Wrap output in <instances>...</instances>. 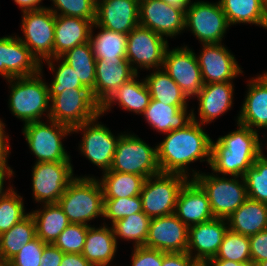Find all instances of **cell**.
<instances>
[{
  "label": "cell",
  "instance_id": "816d5d0a",
  "mask_svg": "<svg viewBox=\"0 0 267 266\" xmlns=\"http://www.w3.org/2000/svg\"><path fill=\"white\" fill-rule=\"evenodd\" d=\"M5 125L3 124V122L0 120V168H5V167H9L7 166V157L9 154V145L6 142L8 136H6L5 134V129H4Z\"/></svg>",
  "mask_w": 267,
  "mask_h": 266
},
{
  "label": "cell",
  "instance_id": "1f68e13d",
  "mask_svg": "<svg viewBox=\"0 0 267 266\" xmlns=\"http://www.w3.org/2000/svg\"><path fill=\"white\" fill-rule=\"evenodd\" d=\"M228 24L252 23L267 29V8L261 0H220Z\"/></svg>",
  "mask_w": 267,
  "mask_h": 266
},
{
  "label": "cell",
  "instance_id": "52a82bcc",
  "mask_svg": "<svg viewBox=\"0 0 267 266\" xmlns=\"http://www.w3.org/2000/svg\"><path fill=\"white\" fill-rule=\"evenodd\" d=\"M193 179L202 187L208 196L210 207L215 218L227 219L248 198L244 177L241 180L234 177L193 173ZM242 184H241V183Z\"/></svg>",
  "mask_w": 267,
  "mask_h": 266
},
{
  "label": "cell",
  "instance_id": "8fae6325",
  "mask_svg": "<svg viewBox=\"0 0 267 266\" xmlns=\"http://www.w3.org/2000/svg\"><path fill=\"white\" fill-rule=\"evenodd\" d=\"M21 28L20 40L40 63L54 57L55 14L49 8L23 12Z\"/></svg>",
  "mask_w": 267,
  "mask_h": 266
},
{
  "label": "cell",
  "instance_id": "6da1fadb",
  "mask_svg": "<svg viewBox=\"0 0 267 266\" xmlns=\"http://www.w3.org/2000/svg\"><path fill=\"white\" fill-rule=\"evenodd\" d=\"M157 148V158L162 173L187 176V164L203 158L210 165L212 139L203 131L193 113V120L184 128L172 130Z\"/></svg>",
  "mask_w": 267,
  "mask_h": 266
},
{
  "label": "cell",
  "instance_id": "f6af8a7d",
  "mask_svg": "<svg viewBox=\"0 0 267 266\" xmlns=\"http://www.w3.org/2000/svg\"><path fill=\"white\" fill-rule=\"evenodd\" d=\"M55 78L49 85V98L51 100L61 94L65 89H87L85 88L75 73V70L71 68L63 59L59 67L57 68Z\"/></svg>",
  "mask_w": 267,
  "mask_h": 266
},
{
  "label": "cell",
  "instance_id": "7bdbcfd3",
  "mask_svg": "<svg viewBox=\"0 0 267 266\" xmlns=\"http://www.w3.org/2000/svg\"><path fill=\"white\" fill-rule=\"evenodd\" d=\"M89 225L70 223L53 243L63 253L81 254Z\"/></svg>",
  "mask_w": 267,
  "mask_h": 266
},
{
  "label": "cell",
  "instance_id": "9a60e30c",
  "mask_svg": "<svg viewBox=\"0 0 267 266\" xmlns=\"http://www.w3.org/2000/svg\"><path fill=\"white\" fill-rule=\"evenodd\" d=\"M196 54L186 47L168 51L163 61L164 71L179 85L185 96H198L204 86Z\"/></svg>",
  "mask_w": 267,
  "mask_h": 266
},
{
  "label": "cell",
  "instance_id": "681fc988",
  "mask_svg": "<svg viewBox=\"0 0 267 266\" xmlns=\"http://www.w3.org/2000/svg\"><path fill=\"white\" fill-rule=\"evenodd\" d=\"M162 266H201L187 252L166 253L162 251Z\"/></svg>",
  "mask_w": 267,
  "mask_h": 266
},
{
  "label": "cell",
  "instance_id": "f546056e",
  "mask_svg": "<svg viewBox=\"0 0 267 266\" xmlns=\"http://www.w3.org/2000/svg\"><path fill=\"white\" fill-rule=\"evenodd\" d=\"M187 107L170 106L162 102L150 99L148 107L144 111V117L158 132L168 133L187 126L193 120V110L187 116Z\"/></svg>",
  "mask_w": 267,
  "mask_h": 266
},
{
  "label": "cell",
  "instance_id": "91938a15",
  "mask_svg": "<svg viewBox=\"0 0 267 266\" xmlns=\"http://www.w3.org/2000/svg\"><path fill=\"white\" fill-rule=\"evenodd\" d=\"M262 1V3L266 6V8H267V0H261Z\"/></svg>",
  "mask_w": 267,
  "mask_h": 266
},
{
  "label": "cell",
  "instance_id": "30bf717a",
  "mask_svg": "<svg viewBox=\"0 0 267 266\" xmlns=\"http://www.w3.org/2000/svg\"><path fill=\"white\" fill-rule=\"evenodd\" d=\"M75 178L70 162H36L32 171V190L36 202L57 204Z\"/></svg>",
  "mask_w": 267,
  "mask_h": 266
},
{
  "label": "cell",
  "instance_id": "f35d334b",
  "mask_svg": "<svg viewBox=\"0 0 267 266\" xmlns=\"http://www.w3.org/2000/svg\"><path fill=\"white\" fill-rule=\"evenodd\" d=\"M234 262L251 260L249 236L235 233L228 229L215 257Z\"/></svg>",
  "mask_w": 267,
  "mask_h": 266
},
{
  "label": "cell",
  "instance_id": "d6a6232c",
  "mask_svg": "<svg viewBox=\"0 0 267 266\" xmlns=\"http://www.w3.org/2000/svg\"><path fill=\"white\" fill-rule=\"evenodd\" d=\"M36 224V236L47 244H53L70 224L63 209L57 204H45L42 210L30 212Z\"/></svg>",
  "mask_w": 267,
  "mask_h": 266
},
{
  "label": "cell",
  "instance_id": "680465c9",
  "mask_svg": "<svg viewBox=\"0 0 267 266\" xmlns=\"http://www.w3.org/2000/svg\"><path fill=\"white\" fill-rule=\"evenodd\" d=\"M255 266H267V260L257 263Z\"/></svg>",
  "mask_w": 267,
  "mask_h": 266
},
{
  "label": "cell",
  "instance_id": "8992f818",
  "mask_svg": "<svg viewBox=\"0 0 267 266\" xmlns=\"http://www.w3.org/2000/svg\"><path fill=\"white\" fill-rule=\"evenodd\" d=\"M109 171L136 174L145 179L160 173L157 148H152L136 135H121Z\"/></svg>",
  "mask_w": 267,
  "mask_h": 266
},
{
  "label": "cell",
  "instance_id": "2e32d148",
  "mask_svg": "<svg viewBox=\"0 0 267 266\" xmlns=\"http://www.w3.org/2000/svg\"><path fill=\"white\" fill-rule=\"evenodd\" d=\"M139 25L162 37H173L185 28V10L161 0H139Z\"/></svg>",
  "mask_w": 267,
  "mask_h": 266
},
{
  "label": "cell",
  "instance_id": "6f0895ef",
  "mask_svg": "<svg viewBox=\"0 0 267 266\" xmlns=\"http://www.w3.org/2000/svg\"><path fill=\"white\" fill-rule=\"evenodd\" d=\"M162 2H165L166 4H169L173 7H176L181 10H187L188 7L191 4V0H161Z\"/></svg>",
  "mask_w": 267,
  "mask_h": 266
},
{
  "label": "cell",
  "instance_id": "ac0fdd59",
  "mask_svg": "<svg viewBox=\"0 0 267 266\" xmlns=\"http://www.w3.org/2000/svg\"><path fill=\"white\" fill-rule=\"evenodd\" d=\"M41 66L19 37L0 38V75L5 79L36 75L42 71Z\"/></svg>",
  "mask_w": 267,
  "mask_h": 266
},
{
  "label": "cell",
  "instance_id": "d6986e66",
  "mask_svg": "<svg viewBox=\"0 0 267 266\" xmlns=\"http://www.w3.org/2000/svg\"><path fill=\"white\" fill-rule=\"evenodd\" d=\"M139 25V0H98L93 26L129 34Z\"/></svg>",
  "mask_w": 267,
  "mask_h": 266
},
{
  "label": "cell",
  "instance_id": "8d00e7d4",
  "mask_svg": "<svg viewBox=\"0 0 267 266\" xmlns=\"http://www.w3.org/2000/svg\"><path fill=\"white\" fill-rule=\"evenodd\" d=\"M100 181L104 198H128L140 195L145 178L136 174L106 171Z\"/></svg>",
  "mask_w": 267,
  "mask_h": 266
},
{
  "label": "cell",
  "instance_id": "83f0119b",
  "mask_svg": "<svg viewBox=\"0 0 267 266\" xmlns=\"http://www.w3.org/2000/svg\"><path fill=\"white\" fill-rule=\"evenodd\" d=\"M229 230L251 236L267 229V204L250 198L227 218Z\"/></svg>",
  "mask_w": 267,
  "mask_h": 266
},
{
  "label": "cell",
  "instance_id": "ee69618b",
  "mask_svg": "<svg viewBox=\"0 0 267 266\" xmlns=\"http://www.w3.org/2000/svg\"><path fill=\"white\" fill-rule=\"evenodd\" d=\"M55 8L49 9L55 15L80 17L86 20H95L96 0H52ZM61 13H58V11Z\"/></svg>",
  "mask_w": 267,
  "mask_h": 266
},
{
  "label": "cell",
  "instance_id": "e0dca14e",
  "mask_svg": "<svg viewBox=\"0 0 267 266\" xmlns=\"http://www.w3.org/2000/svg\"><path fill=\"white\" fill-rule=\"evenodd\" d=\"M188 227L175 215L151 218L144 247L166 253L186 252Z\"/></svg>",
  "mask_w": 267,
  "mask_h": 266
},
{
  "label": "cell",
  "instance_id": "cb8c5ba5",
  "mask_svg": "<svg viewBox=\"0 0 267 266\" xmlns=\"http://www.w3.org/2000/svg\"><path fill=\"white\" fill-rule=\"evenodd\" d=\"M95 20L55 15L54 57L89 42Z\"/></svg>",
  "mask_w": 267,
  "mask_h": 266
},
{
  "label": "cell",
  "instance_id": "836d02e7",
  "mask_svg": "<svg viewBox=\"0 0 267 266\" xmlns=\"http://www.w3.org/2000/svg\"><path fill=\"white\" fill-rule=\"evenodd\" d=\"M36 237V224L33 216L28 215L16 223L9 231L0 235L1 265H6L17 255L24 245Z\"/></svg>",
  "mask_w": 267,
  "mask_h": 266
},
{
  "label": "cell",
  "instance_id": "e575fe53",
  "mask_svg": "<svg viewBox=\"0 0 267 266\" xmlns=\"http://www.w3.org/2000/svg\"><path fill=\"white\" fill-rule=\"evenodd\" d=\"M151 99L181 109L187 107L188 99L179 85L164 71L157 70L145 78Z\"/></svg>",
  "mask_w": 267,
  "mask_h": 266
},
{
  "label": "cell",
  "instance_id": "7dc6e473",
  "mask_svg": "<svg viewBox=\"0 0 267 266\" xmlns=\"http://www.w3.org/2000/svg\"><path fill=\"white\" fill-rule=\"evenodd\" d=\"M132 266H162V251L144 246L135 247Z\"/></svg>",
  "mask_w": 267,
  "mask_h": 266
},
{
  "label": "cell",
  "instance_id": "9c48e42d",
  "mask_svg": "<svg viewBox=\"0 0 267 266\" xmlns=\"http://www.w3.org/2000/svg\"><path fill=\"white\" fill-rule=\"evenodd\" d=\"M51 101L48 119L72 129L100 114V105L88 89H65Z\"/></svg>",
  "mask_w": 267,
  "mask_h": 266
},
{
  "label": "cell",
  "instance_id": "5bb4252c",
  "mask_svg": "<svg viewBox=\"0 0 267 266\" xmlns=\"http://www.w3.org/2000/svg\"><path fill=\"white\" fill-rule=\"evenodd\" d=\"M99 116L101 114L92 120L75 126L72 131L83 130V140L80 145L81 152L88 160L102 168L103 172H106L112 166L117 142L121 135L115 137L106 126L99 123L94 124Z\"/></svg>",
  "mask_w": 267,
  "mask_h": 266
},
{
  "label": "cell",
  "instance_id": "11a10c76",
  "mask_svg": "<svg viewBox=\"0 0 267 266\" xmlns=\"http://www.w3.org/2000/svg\"><path fill=\"white\" fill-rule=\"evenodd\" d=\"M22 8V12L41 10L45 7L39 6L41 0H14Z\"/></svg>",
  "mask_w": 267,
  "mask_h": 266
},
{
  "label": "cell",
  "instance_id": "d4e9b609",
  "mask_svg": "<svg viewBox=\"0 0 267 266\" xmlns=\"http://www.w3.org/2000/svg\"><path fill=\"white\" fill-rule=\"evenodd\" d=\"M242 105L237 123L253 127L267 128V73L253 78Z\"/></svg>",
  "mask_w": 267,
  "mask_h": 266
},
{
  "label": "cell",
  "instance_id": "60d3db41",
  "mask_svg": "<svg viewBox=\"0 0 267 266\" xmlns=\"http://www.w3.org/2000/svg\"><path fill=\"white\" fill-rule=\"evenodd\" d=\"M13 190L0 199V235L28 215L24 212L22 197Z\"/></svg>",
  "mask_w": 267,
  "mask_h": 266
},
{
  "label": "cell",
  "instance_id": "94428289",
  "mask_svg": "<svg viewBox=\"0 0 267 266\" xmlns=\"http://www.w3.org/2000/svg\"><path fill=\"white\" fill-rule=\"evenodd\" d=\"M0 266H1V240H0Z\"/></svg>",
  "mask_w": 267,
  "mask_h": 266
},
{
  "label": "cell",
  "instance_id": "44dd1931",
  "mask_svg": "<svg viewBox=\"0 0 267 266\" xmlns=\"http://www.w3.org/2000/svg\"><path fill=\"white\" fill-rule=\"evenodd\" d=\"M227 219L213 218L207 222L193 225L188 228L187 253L193 257L201 266L209 259L215 257L228 231ZM197 254L192 256V250Z\"/></svg>",
  "mask_w": 267,
  "mask_h": 266
},
{
  "label": "cell",
  "instance_id": "f907efd6",
  "mask_svg": "<svg viewBox=\"0 0 267 266\" xmlns=\"http://www.w3.org/2000/svg\"><path fill=\"white\" fill-rule=\"evenodd\" d=\"M64 253L54 244H46L39 266H60Z\"/></svg>",
  "mask_w": 267,
  "mask_h": 266
},
{
  "label": "cell",
  "instance_id": "74e56055",
  "mask_svg": "<svg viewBox=\"0 0 267 266\" xmlns=\"http://www.w3.org/2000/svg\"><path fill=\"white\" fill-rule=\"evenodd\" d=\"M151 218L143 212L134 213L112 224L114 236L135 241V247L146 243Z\"/></svg>",
  "mask_w": 267,
  "mask_h": 266
},
{
  "label": "cell",
  "instance_id": "7c38bea8",
  "mask_svg": "<svg viewBox=\"0 0 267 266\" xmlns=\"http://www.w3.org/2000/svg\"><path fill=\"white\" fill-rule=\"evenodd\" d=\"M229 26L219 2H194L185 11V29L190 27L202 44L221 43Z\"/></svg>",
  "mask_w": 267,
  "mask_h": 266
},
{
  "label": "cell",
  "instance_id": "db71d44e",
  "mask_svg": "<svg viewBox=\"0 0 267 266\" xmlns=\"http://www.w3.org/2000/svg\"><path fill=\"white\" fill-rule=\"evenodd\" d=\"M203 266H255V263L251 260L244 262H234L224 259H209Z\"/></svg>",
  "mask_w": 267,
  "mask_h": 266
},
{
  "label": "cell",
  "instance_id": "5b68a950",
  "mask_svg": "<svg viewBox=\"0 0 267 266\" xmlns=\"http://www.w3.org/2000/svg\"><path fill=\"white\" fill-rule=\"evenodd\" d=\"M188 180L182 174L162 172L146 178L140 193L143 213L150 218L174 214L179 192Z\"/></svg>",
  "mask_w": 267,
  "mask_h": 266
},
{
  "label": "cell",
  "instance_id": "4316f807",
  "mask_svg": "<svg viewBox=\"0 0 267 266\" xmlns=\"http://www.w3.org/2000/svg\"><path fill=\"white\" fill-rule=\"evenodd\" d=\"M117 250V240L112 227L89 225L82 251L83 257L93 266H108Z\"/></svg>",
  "mask_w": 267,
  "mask_h": 266
},
{
  "label": "cell",
  "instance_id": "ab89813d",
  "mask_svg": "<svg viewBox=\"0 0 267 266\" xmlns=\"http://www.w3.org/2000/svg\"><path fill=\"white\" fill-rule=\"evenodd\" d=\"M247 196L267 204V158L262 153L244 175Z\"/></svg>",
  "mask_w": 267,
  "mask_h": 266
},
{
  "label": "cell",
  "instance_id": "484cf974",
  "mask_svg": "<svg viewBox=\"0 0 267 266\" xmlns=\"http://www.w3.org/2000/svg\"><path fill=\"white\" fill-rule=\"evenodd\" d=\"M232 82L204 84L197 96L199 100L200 124L212 122L232 106Z\"/></svg>",
  "mask_w": 267,
  "mask_h": 266
},
{
  "label": "cell",
  "instance_id": "f5cc1de1",
  "mask_svg": "<svg viewBox=\"0 0 267 266\" xmlns=\"http://www.w3.org/2000/svg\"><path fill=\"white\" fill-rule=\"evenodd\" d=\"M60 266H93L82 254L64 253Z\"/></svg>",
  "mask_w": 267,
  "mask_h": 266
},
{
  "label": "cell",
  "instance_id": "7a4b0ae2",
  "mask_svg": "<svg viewBox=\"0 0 267 266\" xmlns=\"http://www.w3.org/2000/svg\"><path fill=\"white\" fill-rule=\"evenodd\" d=\"M239 128L212 141L210 167L216 173L244 177L262 154L257 131L237 123Z\"/></svg>",
  "mask_w": 267,
  "mask_h": 266
},
{
  "label": "cell",
  "instance_id": "ba28073f",
  "mask_svg": "<svg viewBox=\"0 0 267 266\" xmlns=\"http://www.w3.org/2000/svg\"><path fill=\"white\" fill-rule=\"evenodd\" d=\"M48 121L51 123L49 126L42 121L24 125L23 134L31 152L37 157V163L70 162L61 140L73 132L72 128L50 119Z\"/></svg>",
  "mask_w": 267,
  "mask_h": 266
},
{
  "label": "cell",
  "instance_id": "c3c4849f",
  "mask_svg": "<svg viewBox=\"0 0 267 266\" xmlns=\"http://www.w3.org/2000/svg\"><path fill=\"white\" fill-rule=\"evenodd\" d=\"M251 261L260 263L267 260V229L249 236Z\"/></svg>",
  "mask_w": 267,
  "mask_h": 266
},
{
  "label": "cell",
  "instance_id": "7402d4cb",
  "mask_svg": "<svg viewBox=\"0 0 267 266\" xmlns=\"http://www.w3.org/2000/svg\"><path fill=\"white\" fill-rule=\"evenodd\" d=\"M174 214L188 228L215 218L206 192L193 178L179 192Z\"/></svg>",
  "mask_w": 267,
  "mask_h": 266
},
{
  "label": "cell",
  "instance_id": "3957f363",
  "mask_svg": "<svg viewBox=\"0 0 267 266\" xmlns=\"http://www.w3.org/2000/svg\"><path fill=\"white\" fill-rule=\"evenodd\" d=\"M58 205L70 223L88 225L87 222L104 216V196L100 182L95 178H75L59 198Z\"/></svg>",
  "mask_w": 267,
  "mask_h": 266
},
{
  "label": "cell",
  "instance_id": "b9f144b4",
  "mask_svg": "<svg viewBox=\"0 0 267 266\" xmlns=\"http://www.w3.org/2000/svg\"><path fill=\"white\" fill-rule=\"evenodd\" d=\"M143 212L140 195L128 198H104V216L112 224L134 213Z\"/></svg>",
  "mask_w": 267,
  "mask_h": 266
},
{
  "label": "cell",
  "instance_id": "4fadbf2b",
  "mask_svg": "<svg viewBox=\"0 0 267 266\" xmlns=\"http://www.w3.org/2000/svg\"><path fill=\"white\" fill-rule=\"evenodd\" d=\"M168 47L167 40L154 31L138 25L127 37L126 59L138 74L134 63L140 68L163 66L164 54ZM133 65V66H132Z\"/></svg>",
  "mask_w": 267,
  "mask_h": 266
},
{
  "label": "cell",
  "instance_id": "bcb514c9",
  "mask_svg": "<svg viewBox=\"0 0 267 266\" xmlns=\"http://www.w3.org/2000/svg\"><path fill=\"white\" fill-rule=\"evenodd\" d=\"M47 243L41 241L37 236L24 245L6 265L7 266H39L43 249Z\"/></svg>",
  "mask_w": 267,
  "mask_h": 266
},
{
  "label": "cell",
  "instance_id": "4dcf8cb0",
  "mask_svg": "<svg viewBox=\"0 0 267 266\" xmlns=\"http://www.w3.org/2000/svg\"><path fill=\"white\" fill-rule=\"evenodd\" d=\"M133 77L130 81L122 84L101 106L100 114H103L110 109L111 103L118 101L128 111H133L137 114H144L145 109L148 107L151 96L148 87L143 82L136 81Z\"/></svg>",
  "mask_w": 267,
  "mask_h": 266
},
{
  "label": "cell",
  "instance_id": "603a6c76",
  "mask_svg": "<svg viewBox=\"0 0 267 266\" xmlns=\"http://www.w3.org/2000/svg\"><path fill=\"white\" fill-rule=\"evenodd\" d=\"M138 75L129 61L96 60L95 87L91 92L94 100L101 106L122 84Z\"/></svg>",
  "mask_w": 267,
  "mask_h": 266
},
{
  "label": "cell",
  "instance_id": "ffe728a7",
  "mask_svg": "<svg viewBox=\"0 0 267 266\" xmlns=\"http://www.w3.org/2000/svg\"><path fill=\"white\" fill-rule=\"evenodd\" d=\"M204 84L230 82L243 71L221 43L203 44L197 58Z\"/></svg>",
  "mask_w": 267,
  "mask_h": 266
},
{
  "label": "cell",
  "instance_id": "d590c367",
  "mask_svg": "<svg viewBox=\"0 0 267 266\" xmlns=\"http://www.w3.org/2000/svg\"><path fill=\"white\" fill-rule=\"evenodd\" d=\"M95 37L91 29L89 42L96 60H124L128 34L114 32L104 27Z\"/></svg>",
  "mask_w": 267,
  "mask_h": 266
},
{
  "label": "cell",
  "instance_id": "277c9868",
  "mask_svg": "<svg viewBox=\"0 0 267 266\" xmlns=\"http://www.w3.org/2000/svg\"><path fill=\"white\" fill-rule=\"evenodd\" d=\"M41 76L40 71L33 76L7 79L11 86L10 110L25 124L40 121L46 110L49 111L47 115L49 118V105H51L49 104V86L42 81Z\"/></svg>",
  "mask_w": 267,
  "mask_h": 266
},
{
  "label": "cell",
  "instance_id": "9f6ffc18",
  "mask_svg": "<svg viewBox=\"0 0 267 266\" xmlns=\"http://www.w3.org/2000/svg\"><path fill=\"white\" fill-rule=\"evenodd\" d=\"M13 170L10 167L0 168V199L5 196L12 188H9L4 192L3 190V183L5 180V177L8 175L11 177L13 175Z\"/></svg>",
  "mask_w": 267,
  "mask_h": 266
},
{
  "label": "cell",
  "instance_id": "f1b7e54d",
  "mask_svg": "<svg viewBox=\"0 0 267 266\" xmlns=\"http://www.w3.org/2000/svg\"><path fill=\"white\" fill-rule=\"evenodd\" d=\"M75 70L81 84L89 91H93L96 79V58L93 54L90 42L75 46L67 50L60 57H52L45 60L49 68L54 72L53 60L62 59Z\"/></svg>",
  "mask_w": 267,
  "mask_h": 266
}]
</instances>
